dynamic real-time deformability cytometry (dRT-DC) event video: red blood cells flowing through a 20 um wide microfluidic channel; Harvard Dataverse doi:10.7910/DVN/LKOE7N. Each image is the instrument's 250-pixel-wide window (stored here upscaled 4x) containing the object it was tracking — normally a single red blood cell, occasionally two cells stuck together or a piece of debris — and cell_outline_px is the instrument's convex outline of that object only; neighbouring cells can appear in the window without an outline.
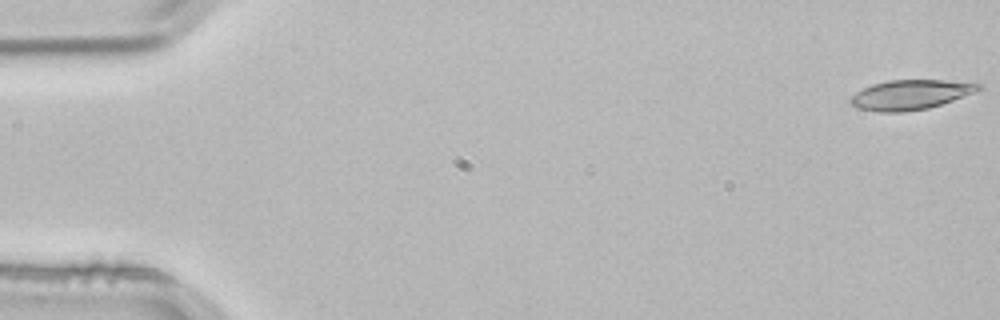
{"species": "common noctule bat (a hibernating species)", "species_latin": "Nyctalus noctula", "temperature_condition": "room temperature", "stored_images_in_passage": 17, "camera_frame_rate_fps": 3000, "um_per_image_px": 0.085, "animal": {"sex": "male", "body_mass_g": 21.5, "forearm_length_mm": 52.0}, "frame": {"image": 1, "passage_image": 1, "time_ms": 0.0, "image_size_px": [1000, 320], "cell_outline_px": [[984, 88], [976, 92], [928, 108], [904, 112], [880, 112], [856, 108], [848, 100], [856, 92], [872, 84], [888, 80], [944, 80], [984, 84]], "centroid_in_image_um": [77.4, 8.05], "position_along_channel_um": 7.6, "area_um2": 22.2}}
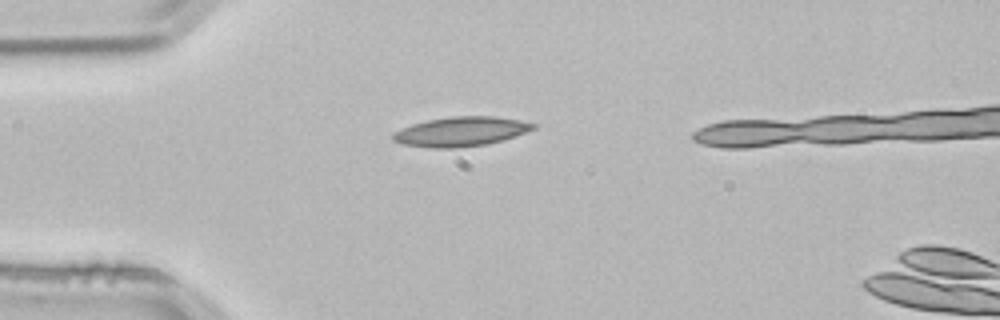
{"frame": {"image": 2, "passage_image": 14, "time_ms": 4.333, "image_size_px": [1000, 320], "cell_outline_px": [[536, 128], [488, 144], [452, 148], [432, 148], [404, 144], [392, 140], [392, 136], [396, 132], [412, 124], [428, 120], [452, 116], [496, 116], [520, 120], [536, 124]], "centroid_in_image_um": [39.18, 11.17], "position_along_channel_um": 45.8, "area_um2": 23.7}}